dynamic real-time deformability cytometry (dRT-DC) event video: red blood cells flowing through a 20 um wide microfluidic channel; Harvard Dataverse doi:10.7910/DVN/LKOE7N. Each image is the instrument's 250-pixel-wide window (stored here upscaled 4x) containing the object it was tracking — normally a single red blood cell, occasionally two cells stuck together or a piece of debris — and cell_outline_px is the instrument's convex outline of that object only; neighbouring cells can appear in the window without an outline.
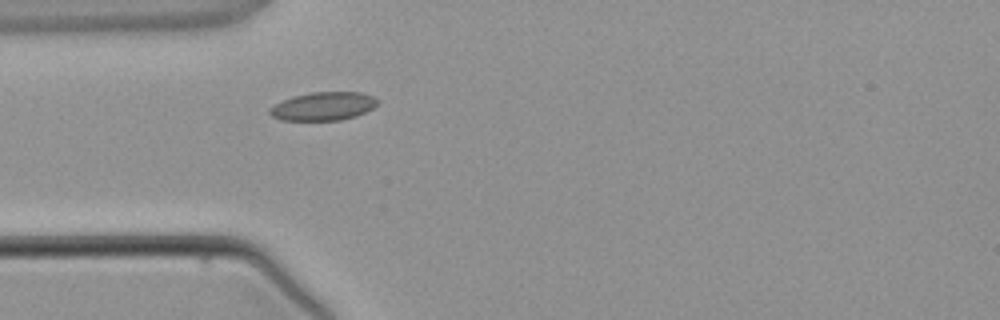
{"species": "common noctule bat (a hibernating species)", "species_latin": "Nyctalus noctula", "temperature_condition": "warm", "stored_images_in_passage": 2, "camera_frame_rate_fps": 3000, "um_per_image_px": 0.085, "animal": {"sex": "male", "body_mass_g": 21.5, "forearm_length_mm": 52.0}, "frame": {"image": 1, "passage_image": 2, "time_ms": 1.333, "image_size_px": [1000, 320], "cell_outline_px": [[380, 100], [372, 108], [356, 116], [340, 120], [280, 120], [272, 116], [268, 112], [268, 108], [292, 96], [312, 92], [360, 92], [372, 96]], "centroid_in_image_um": [27.46, 9.03], "position_along_channel_um": 57.5, "area_um2": 17.74}}